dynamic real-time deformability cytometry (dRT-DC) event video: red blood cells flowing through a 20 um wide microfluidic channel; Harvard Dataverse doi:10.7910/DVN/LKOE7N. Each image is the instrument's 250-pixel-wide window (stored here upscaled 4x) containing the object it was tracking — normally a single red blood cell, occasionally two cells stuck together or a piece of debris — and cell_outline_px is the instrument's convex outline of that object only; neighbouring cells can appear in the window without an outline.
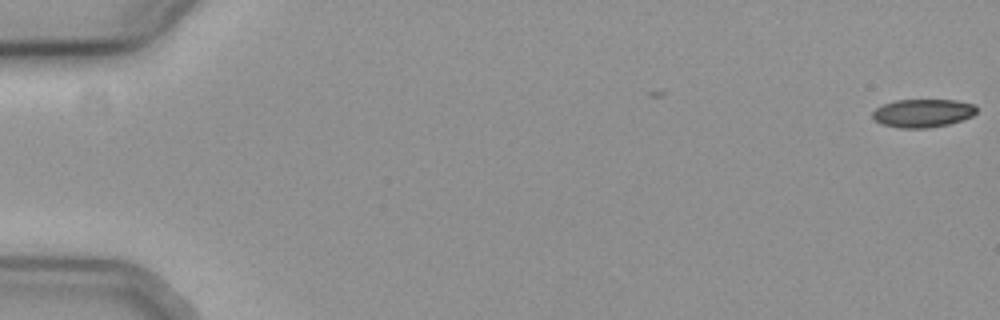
{"species": "common noctule bat (a hibernating species)", "species_latin": "Nyctalus noctula", "temperature_condition": "cold", "stored_images_in_passage": 6, "camera_frame_rate_fps": 3000, "um_per_image_px": 0.085, "animal": {"sex": "female", "body_mass_g": 19.3, "forearm_length_mm": 54.1}, "frame": {"image": 1, "passage_image": 1, "time_ms": 0.0, "image_size_px": [1000, 320], "cell_outline_px": [[976, 112], [972, 116], [948, 124], [928, 128], [900, 128], [880, 124], [872, 116], [872, 112], [876, 108], [884, 104], [896, 100], [956, 100], [976, 104]], "centroid_in_image_um": [78.43, 9.61], "position_along_channel_um": 6.6, "area_um2": 17.11}}